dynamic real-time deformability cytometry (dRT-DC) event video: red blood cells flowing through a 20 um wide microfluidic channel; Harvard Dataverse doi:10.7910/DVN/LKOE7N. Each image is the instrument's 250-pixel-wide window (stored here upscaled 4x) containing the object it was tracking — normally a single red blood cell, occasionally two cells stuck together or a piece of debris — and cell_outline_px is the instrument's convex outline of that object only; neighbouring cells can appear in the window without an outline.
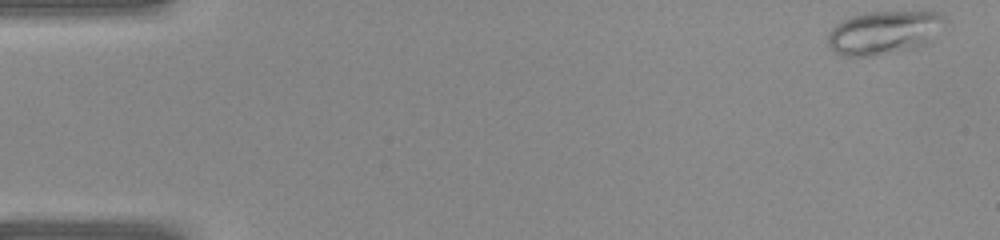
{"species": "common noctule bat (a hibernating species)", "species_latin": "Nyctalus noctula", "temperature_condition": "warm", "stored_images_in_passage": 39, "camera_frame_rate_fps": 3000, "um_per_image_px": 0.085, "animal": {"sex": "female", "body_mass_g": 22.0, "forearm_length_mm": 56.7}, "frame": {"image": 1, "passage_image": 1, "time_ms": 0.0, "image_size_px": [1000, 240], "cell_outline_px": [[944, 24], [924, 44], [916, 48], [896, 52], [872, 56], [840, 56], [828, 44], [828, 36], [832, 28], [836, 24], [852, 16], [864, 12], [940, 12], [944, 16]], "centroid_in_image_um": [75.1, 2.77], "position_along_channel_um": 9.9, "area_um2": 29.25}}
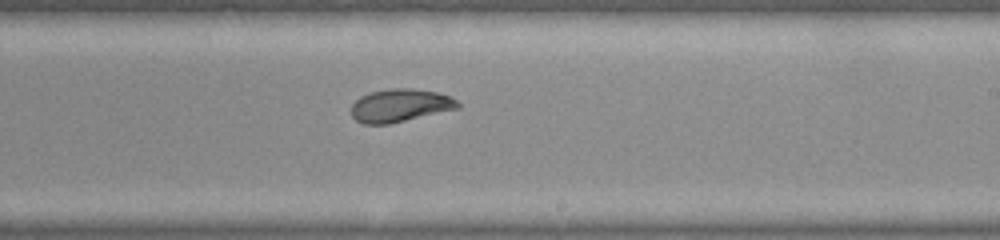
{"frame": {"image": 2, "passage_image": 24, "time_ms": 7.667, "image_size_px": [1000, 240], "cell_outline_px": [[460, 108], [388, 124], [364, 124], [356, 120], [352, 116], [352, 104], [360, 96], [372, 92], [392, 88], [408, 88], [436, 92], [448, 96], [456, 100], [460, 104]], "centroid_in_image_um": [34.0, 8.97], "position_along_channel_um": 255.0, "area_um2": 20.23}}
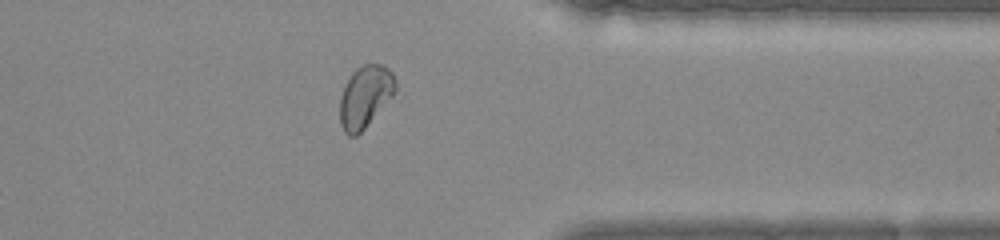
{"frame": {"image": 3, "passage_image": 32, "time_ms": 10.333, "image_size_px": [1000, 240], "cell_outline_px": [[396, 88], [392, 96], [364, 128], [356, 136], [348, 136], [344, 132], [340, 124], [340, 96], [352, 72], [356, 68], [364, 64], [384, 64], [392, 72], [396, 80]], "centroid_in_image_um": [31.03, 8.19], "position_along_channel_um": 380.4, "area_um2": 19.88}}